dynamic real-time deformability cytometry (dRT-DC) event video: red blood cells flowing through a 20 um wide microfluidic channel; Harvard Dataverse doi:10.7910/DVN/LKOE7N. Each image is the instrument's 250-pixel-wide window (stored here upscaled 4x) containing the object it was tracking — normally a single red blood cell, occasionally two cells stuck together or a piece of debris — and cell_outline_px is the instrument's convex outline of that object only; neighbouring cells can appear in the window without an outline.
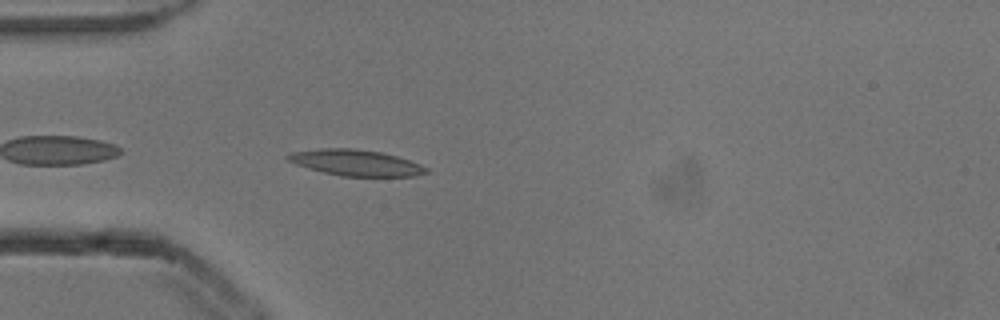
{"species": "common noctule bat (a hibernating species)", "species_latin": "Nyctalus noctula", "temperature_condition": "cold", "stored_images_in_passage": 40, "camera_frame_rate_fps": 3000, "um_per_image_px": 0.085, "animal": {"sex": "male", "body_mass_g": 13.3}, "frame": {"image": 1, "passage_image": 2, "time_ms": 0.333, "image_size_px": [1000, 320], "cell_outline_px": [[428, 172], [416, 176], [340, 176], [308, 168], [296, 164], [288, 160], [284, 156], [288, 152], [320, 148], [352, 148], [380, 152], [396, 156], [420, 164], [428, 168]], "centroid_in_image_um": [30.2, 13.82], "position_along_channel_um": 54.8, "area_um2": 20.98}}
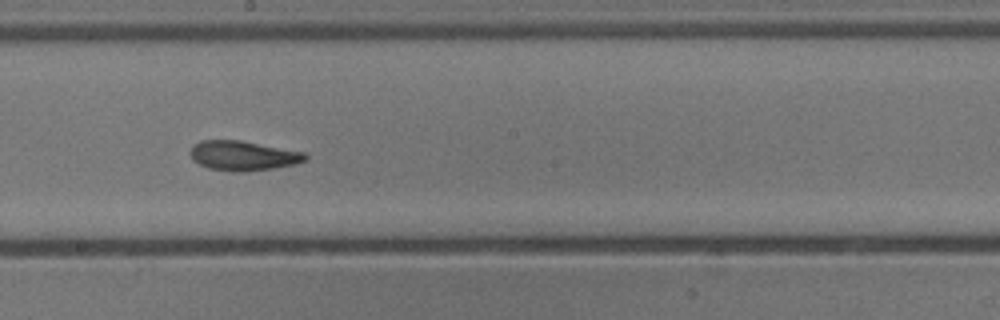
{"frame": {"image": 2, "passage_image": 16, "time_ms": 5.0, "image_size_px": [1000, 320], "cell_outline_px": [[308, 156], [304, 160], [296, 164], [272, 168], [244, 172], [232, 172], [208, 168], [192, 160], [188, 152], [192, 144], [200, 140], [240, 140], [304, 152]], "centroid_in_image_um": [20.59, 13.23], "position_along_channel_um": 227.6, "area_um2": 20.06}}
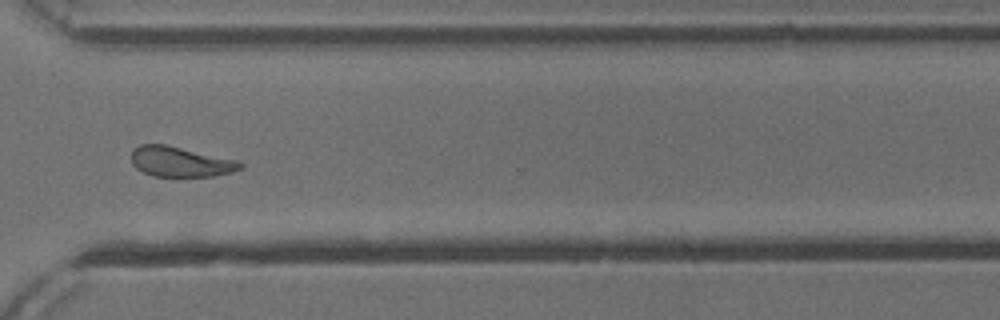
{"frame": {"image": 3, "passage_image": 26, "time_ms": 8.333, "image_size_px": [1000, 320], "cell_outline_px": [[244, 168], [232, 172], [212, 176], [152, 176], [136, 168], [132, 164], [132, 148], [140, 144], [168, 144], [240, 160], [244, 164]], "centroid_in_image_um": [15.38, 13.73], "position_along_channel_um": 355.2, "area_um2": 19.54}, "authors_computed_cell_mechanics": {"area_um2": 19.5942, "velocity_mm_per_s": 3.8464, "shape_relaxation_time_tau1_ms": 5.5103, "shape_relaxation_time_tau2_ms": 8.5882, "deformation_change_tau1": 0.1837, "deformation_change_tau2": 0.198}}